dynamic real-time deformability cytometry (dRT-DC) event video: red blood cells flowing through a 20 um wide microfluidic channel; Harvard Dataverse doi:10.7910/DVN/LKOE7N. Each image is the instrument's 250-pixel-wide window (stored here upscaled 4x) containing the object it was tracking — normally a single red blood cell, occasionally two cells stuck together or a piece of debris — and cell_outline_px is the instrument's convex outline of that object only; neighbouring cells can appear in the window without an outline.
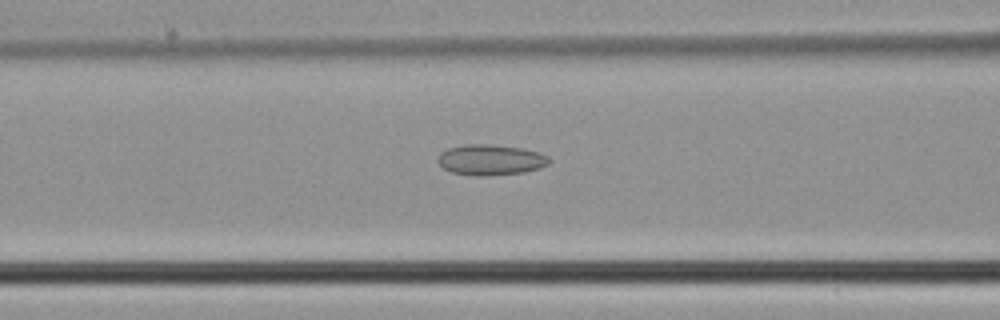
{"species": "common noctule bat (a hibernating species)", "species_latin": "Nyctalus noctula", "temperature_condition": "cold", "stored_images_in_passage": 42, "camera_frame_rate_fps": 3000, "um_per_image_px": 0.085, "animal": {"sex": "male", "body_mass_g": 21.5, "forearm_length_mm": 52.0}, "frame": {"image": 1, "passage_image": 14, "time_ms": 4.333, "image_size_px": [1000, 320], "cell_outline_px": [[548, 164], [540, 168], [524, 172], [484, 176], [480, 176], [452, 172], [444, 168], [436, 160], [440, 152], [448, 148], [464, 144], [488, 144], [520, 148], [540, 152], [548, 156]], "centroid_in_image_um": [41.68, 13.58], "position_along_channel_um": 124.9, "area_um2": 19.77}}
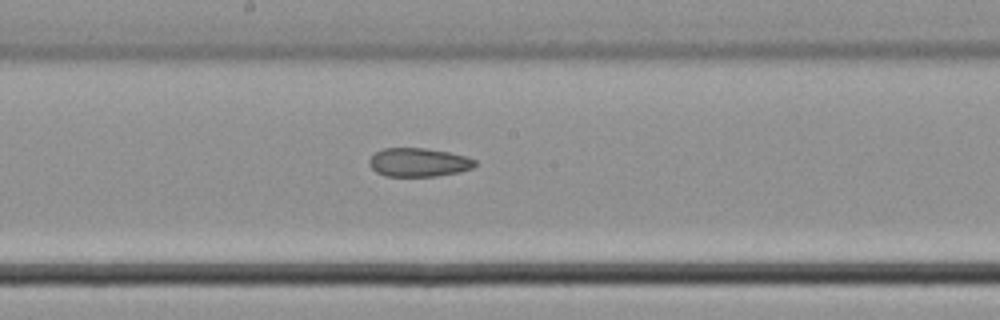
{"frame": {"image": 2, "passage_image": 20, "time_ms": 6.333, "image_size_px": [1000, 320], "cell_outline_px": [[476, 164], [472, 168], [460, 172], [436, 176], [384, 176], [376, 172], [368, 164], [368, 160], [376, 152], [384, 148], [424, 148], [448, 152], [464, 156], [476, 160]], "centroid_in_image_um": [35.56, 13.8], "position_along_channel_um": 212.6, "area_um2": 17.63}}
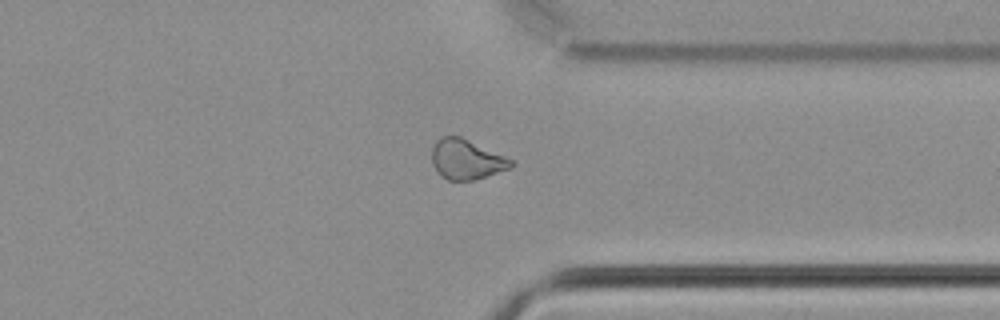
{"frame": {"image": 3, "passage_image": 31, "time_ms": 10.0, "image_size_px": [1000, 320], "cell_outline_px": [[516, 164], [512, 168], [472, 180], [448, 180], [440, 176], [432, 164], [432, 148], [436, 140], [440, 136], [460, 136], [504, 156], [512, 160]], "centroid_in_image_um": [39.63, 13.55], "position_along_channel_um": 371.8, "area_um2": 18.38}}